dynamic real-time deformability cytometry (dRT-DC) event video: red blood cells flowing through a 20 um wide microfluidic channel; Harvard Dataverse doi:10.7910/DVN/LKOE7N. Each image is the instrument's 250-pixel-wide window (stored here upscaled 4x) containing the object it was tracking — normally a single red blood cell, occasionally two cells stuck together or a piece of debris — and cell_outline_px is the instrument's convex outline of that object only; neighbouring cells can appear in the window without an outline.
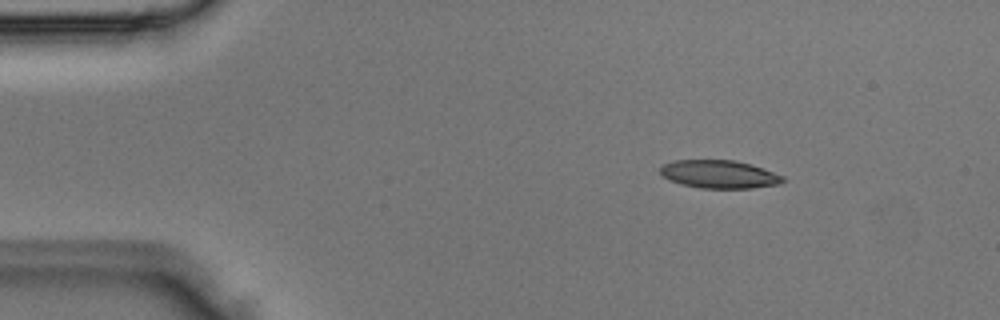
{"species": "Egyptian fruit bat (a non-hibernating species)", "species_latin": "Rousettus aegyptiacus", "temperature_condition": "room temperature", "stored_images_in_passage": 4, "camera_frame_rate_fps": 3000, "um_per_image_px": 0.085, "animal": {"sex": "male"}, "frame": {"image": 1, "passage_image": 1, "time_ms": 0.0, "image_size_px": [1000, 320], "cell_outline_px": [[784, 180], [780, 184], [752, 188], [700, 188], [680, 184], [668, 180], [660, 172], [660, 168], [664, 164], [676, 160], [736, 160], [752, 164], [784, 176]], "centroid_in_image_um": [61.14, 14.81], "position_along_channel_um": 23.9, "area_um2": 20.11}}
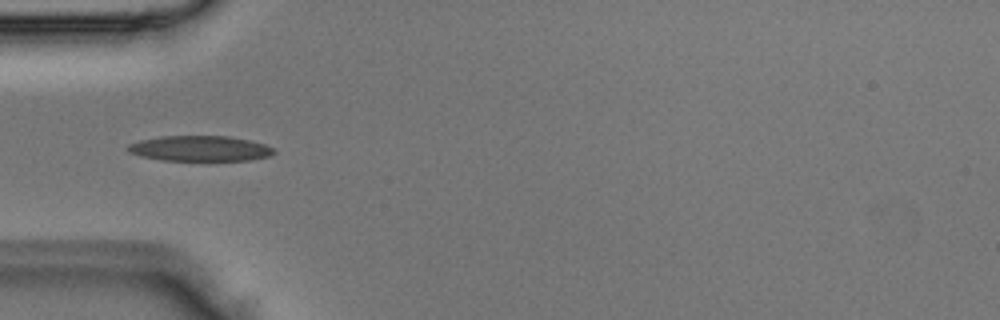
{"frame": {"image": 2, "passage_image": 3, "time_ms": 0.667, "image_size_px": [1000, 320], "cell_outline_px": [[276, 152], [268, 156], [248, 160], [164, 160], [140, 156], [128, 152], [124, 148], [128, 144], [140, 140], [160, 136], [232, 136], [252, 140], [276, 148]], "centroid_in_image_um": [16.99, 12.61], "position_along_channel_um": 68.0, "area_um2": 21.79}}